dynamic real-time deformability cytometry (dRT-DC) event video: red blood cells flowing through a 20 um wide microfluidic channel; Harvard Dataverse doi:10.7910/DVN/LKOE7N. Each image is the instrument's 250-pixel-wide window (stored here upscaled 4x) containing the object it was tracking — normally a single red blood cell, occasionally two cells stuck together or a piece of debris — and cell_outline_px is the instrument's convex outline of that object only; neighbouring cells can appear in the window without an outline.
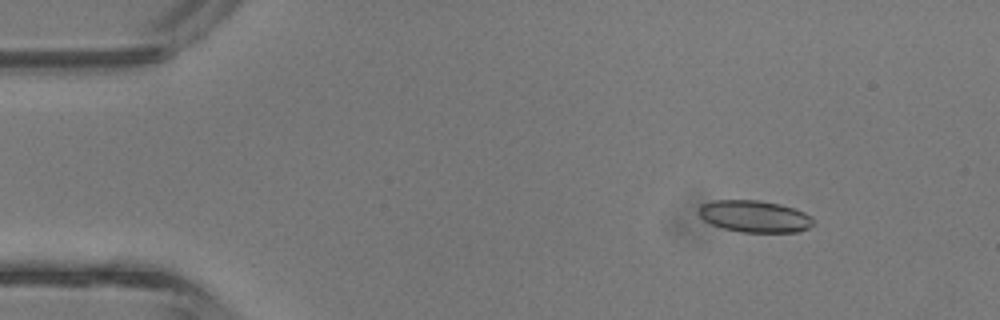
{"species": "common noctule bat (a hibernating species)", "species_latin": "Nyctalus noctula", "temperature_condition": "room temperature", "stored_images_in_passage": 43, "camera_frame_rate_fps": 3000, "um_per_image_px": 0.085, "animal": {"sex": "male", "body_mass_g": 13.3}, "frame": {"image": 1, "passage_image": 6, "time_ms": 1.667, "image_size_px": [1000, 320], "cell_outline_px": [[812, 224], [808, 228], [796, 232], [740, 232], [724, 228], [712, 224], [704, 220], [700, 216], [700, 204], [712, 200], [760, 200], [780, 204], [804, 212], [812, 216]], "centroid_in_image_um": [64.13, 18.38], "position_along_channel_um": 20.9, "area_um2": 21.15}}
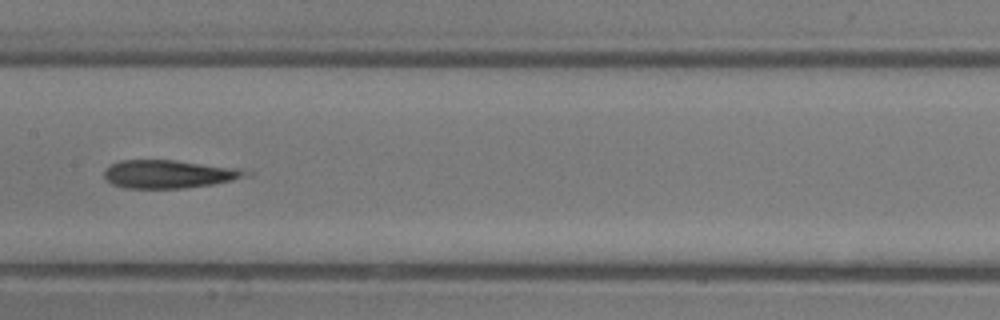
{"frame": {"image": 2, "passage_image": 22, "time_ms": 7.0, "image_size_px": [1000, 320], "cell_outline_px": [[252, 176], [212, 184], [184, 188], [124, 188], [112, 184], [104, 176], [104, 172], [112, 164], [120, 160], [176, 160], [240, 168], [252, 172]], "centroid_in_image_um": [14.42, 14.79], "position_along_channel_um": 193.0, "area_um2": 23.29}}
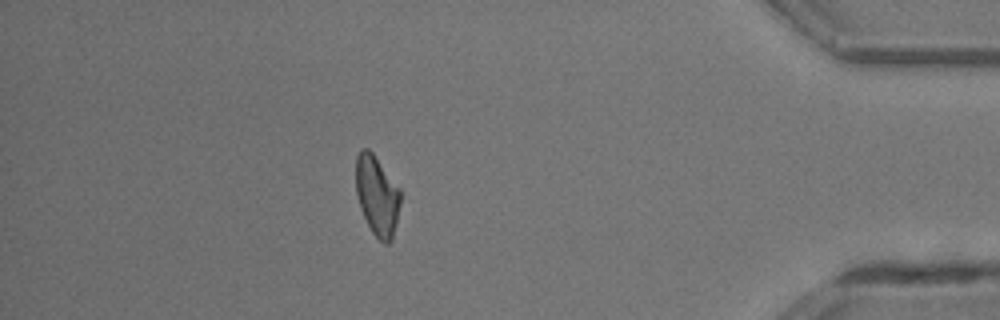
{"frame": {"image": 3, "passage_image": 38, "time_ms": 12.333, "image_size_px": [1000, 320], "cell_outline_px": [[400, 204], [396, 224], [392, 240], [388, 244], [384, 244], [372, 232], [360, 208], [356, 196], [356, 156], [360, 148], [368, 148], [372, 152], [400, 188]], "centroid_in_image_um": [32.04, 16.61], "position_along_channel_um": 403.2, "area_um2": 20.81}}